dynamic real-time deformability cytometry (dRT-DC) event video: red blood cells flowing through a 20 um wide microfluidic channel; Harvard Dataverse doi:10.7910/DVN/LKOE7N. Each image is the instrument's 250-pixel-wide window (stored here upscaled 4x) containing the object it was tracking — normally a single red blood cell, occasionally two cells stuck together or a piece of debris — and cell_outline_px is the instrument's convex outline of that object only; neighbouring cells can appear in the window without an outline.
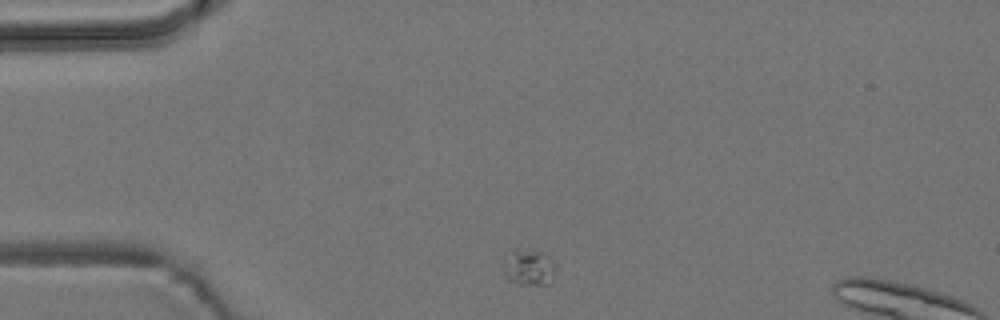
{"species": "common noctule bat (a hibernating species)", "species_latin": "Nyctalus noctula", "temperature_condition": "room temperature", "stored_images_in_passage": 6, "camera_frame_rate_fps": 3000, "um_per_image_px": 0.085, "animal": {"sex": "male", "body_mass_g": 19.2, "forearm_length_mm": 51.8}, "frame": {"image": 1, "passage_image": 1, "time_ms": 0.0, "image_size_px": [1000, 320], "cell_outline_px": [[556, 272], [552, 284], [520, 284], [504, 280], [504, 264], [508, 248], [544, 252], [552, 256], [556, 268]], "centroid_in_image_um": [44.97, 22.72], "position_along_channel_um": 40.0, "area_um2": 11.62}}